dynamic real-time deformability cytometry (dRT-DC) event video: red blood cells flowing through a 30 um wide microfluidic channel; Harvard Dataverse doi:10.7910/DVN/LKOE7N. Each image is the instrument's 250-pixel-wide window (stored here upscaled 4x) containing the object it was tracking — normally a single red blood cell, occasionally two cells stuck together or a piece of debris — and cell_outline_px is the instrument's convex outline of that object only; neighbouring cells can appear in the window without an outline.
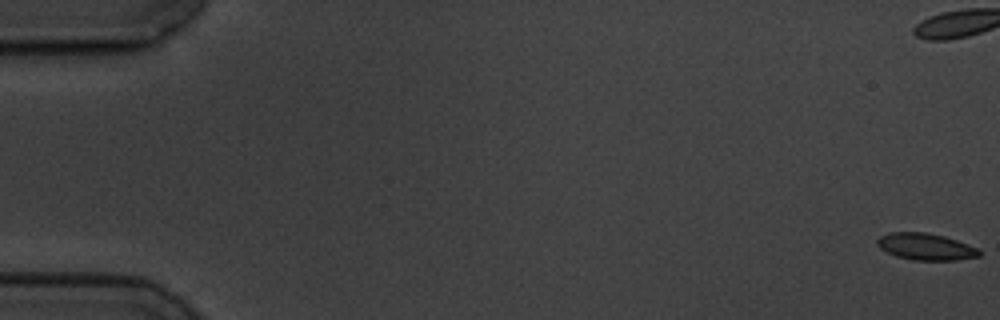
{"species": "common noctule bat (a hibernating species)", "species_latin": "Nyctalus noctula", "temperature_condition": "cold", "stored_images_in_passage": 60, "camera_frame_rate_fps": 3000, "um_per_image_px": 0.085, "animal": {"sex": "male", "body_mass_g": 19.5, "forearm_length_mm": 54.6}, "frame": {"image": 1, "passage_image": 1, "time_ms": 0.0, "image_size_px": [1000, 320], "cell_outline_px": [[980, 256], [956, 260], [912, 260], [896, 256], [880, 248], [876, 244], [876, 240], [880, 236], [888, 232], [924, 232], [944, 236], [980, 248]], "centroid_in_image_um": [78.68, 20.96], "position_along_channel_um": 6.3, "area_um2": 15.95}}
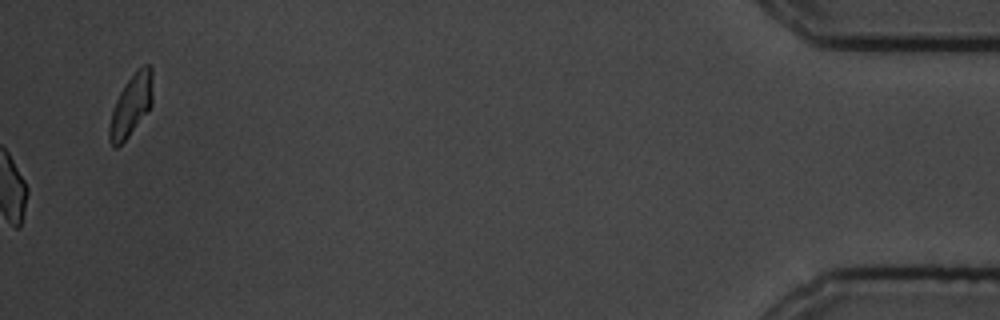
{"frame": {"image": 2, "passage_image": 60, "time_ms": 19.667, "image_size_px": [1000, 320], "cell_outline_px": [[152, 104], [128, 136], [116, 148], [112, 148], [108, 140], [108, 128], [112, 108], [120, 92], [136, 68], [144, 64], [152, 64]], "centroid_in_image_um": [11.12, 8.92], "position_along_channel_um": 424.1, "area_um2": 15.61}, "authors_computed_cell_mechanics": {"area_um2": 16.0684, "velocity_mm_per_s": 3.4658, "shape_relaxation_time_tau1_ms": 2.5812, "shape_relaxation_time_tau2_ms": 1.8544, "deformation_change_tau1": 0.0986, "deformation_change_tau2": 0.0564}}